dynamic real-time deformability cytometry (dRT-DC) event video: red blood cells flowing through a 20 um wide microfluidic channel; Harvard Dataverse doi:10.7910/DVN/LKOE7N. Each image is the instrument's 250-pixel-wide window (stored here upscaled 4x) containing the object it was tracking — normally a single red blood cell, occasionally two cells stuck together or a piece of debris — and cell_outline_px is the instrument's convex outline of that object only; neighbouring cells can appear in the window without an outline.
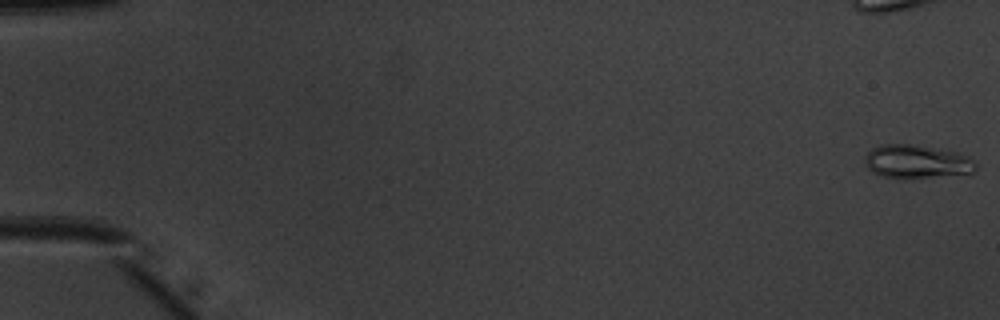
{"species": "common noctule bat (a hibernating species)", "species_latin": "Nyctalus noctula", "temperature_condition": "warm", "stored_images_in_passage": 52, "camera_frame_rate_fps": 3000, "um_per_image_px": 0.085, "animal": {"sex": "male", "body_mass_g": 20.1, "forearm_length_mm": 53.5}, "frame": {"image": 1, "passage_image": 1, "time_ms": 0.0, "image_size_px": [1000, 320], "cell_outline_px": [[976, 168], [972, 176], [912, 180], [900, 180], [884, 176], [872, 172], [864, 164], [864, 156], [872, 148], [880, 144], [912, 144], [960, 152], [976, 160]], "centroid_in_image_um": [78.03, 13.8], "position_along_channel_um": 7.0, "area_um2": 23.24}}
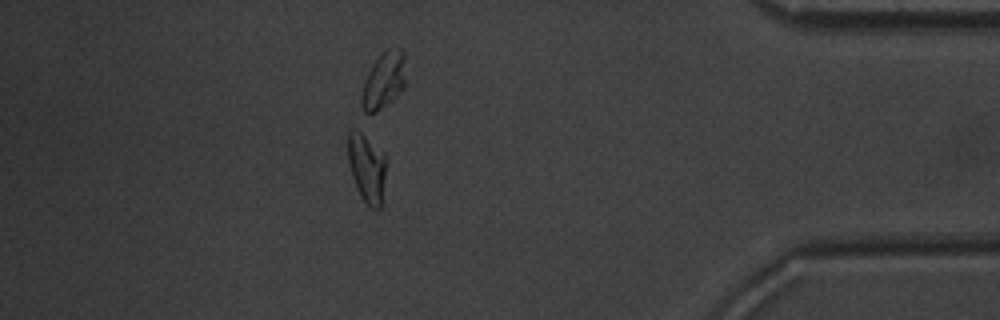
{"frame": {"image": 2, "passage_image": 46, "time_ms": 15.0, "image_size_px": [1000, 320], "cell_outline_px": [[384, 176], [380, 208], [376, 212], [368, 208], [360, 196], [352, 176], [348, 160], [348, 128], [352, 128], [360, 132], [384, 152]], "centroid_in_image_um": [31.15, 14.3], "position_along_channel_um": 404.1, "area_um2": 15.2}}